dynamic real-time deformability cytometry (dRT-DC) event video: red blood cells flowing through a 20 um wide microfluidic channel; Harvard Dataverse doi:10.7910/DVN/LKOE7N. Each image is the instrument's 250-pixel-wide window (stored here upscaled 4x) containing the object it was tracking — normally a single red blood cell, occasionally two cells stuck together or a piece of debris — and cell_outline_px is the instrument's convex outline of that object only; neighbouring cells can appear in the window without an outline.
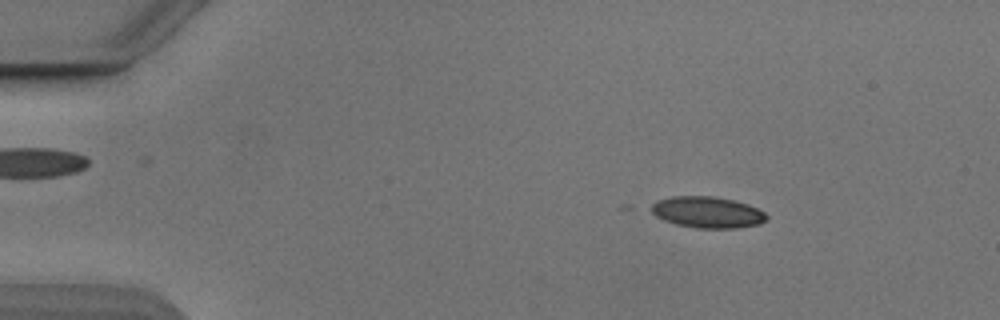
{"species": "Egyptian fruit bat (a non-hibernating species)", "species_latin": "Rousettus aegyptiacus", "temperature_condition": "cold", "stored_images_in_passage": 39, "camera_frame_rate_fps": 3000, "um_per_image_px": 0.085, "animal": {"sex": "male"}, "frame": {"image": 1, "passage_image": 2, "time_ms": 0.333, "image_size_px": [1000, 320], "cell_outline_px": [[768, 216], [760, 224], [736, 228], [696, 228], [676, 224], [664, 220], [656, 216], [644, 208], [656, 200], [672, 196], [712, 196], [732, 200], [748, 204], [764, 212]], "centroid_in_image_um": [60.03, 18.03], "position_along_channel_um": 25.0, "area_um2": 21.27}}
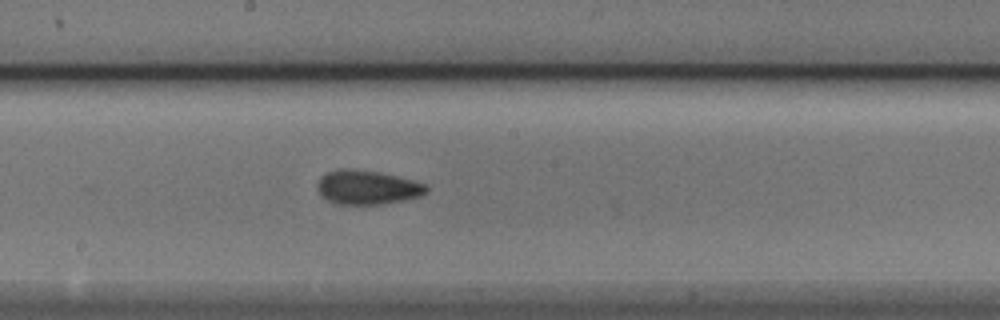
{"frame": {"image": 2, "passage_image": 23, "time_ms": 7.333, "image_size_px": [1000, 320], "cell_outline_px": [[428, 192], [420, 196], [404, 200], [384, 204], [340, 204], [328, 200], [320, 192], [320, 176], [328, 172], [340, 168], [352, 168], [380, 172], [428, 184]], "centroid_in_image_um": [31.29, 15.91], "position_along_channel_um": 216.9, "area_um2": 21.5}}
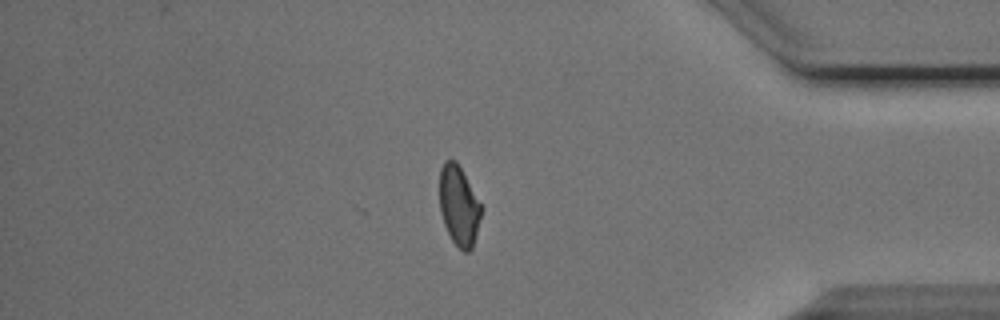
{"frame": {"image": 3, "passage_image": 39, "time_ms": 12.667, "image_size_px": [1000, 320], "cell_outline_px": [[484, 208], [472, 248], [468, 252], [464, 252], [452, 240], [444, 224], [440, 212], [440, 168], [444, 160], [456, 160]], "centroid_in_image_um": [39.02, 17.47], "position_along_channel_um": 396.2, "area_um2": 19.48}, "authors_computed_cell_mechanics": {"area_um2": 21.097, "velocity_mm_per_s": 3.8786, "shape_relaxation_time_tau1_ms": 2.9423, "shape_relaxation_time_tau2_ms": 1.9306, "deformation_change_tau1": 0.0967, "deformation_change_tau2": 0.061}}